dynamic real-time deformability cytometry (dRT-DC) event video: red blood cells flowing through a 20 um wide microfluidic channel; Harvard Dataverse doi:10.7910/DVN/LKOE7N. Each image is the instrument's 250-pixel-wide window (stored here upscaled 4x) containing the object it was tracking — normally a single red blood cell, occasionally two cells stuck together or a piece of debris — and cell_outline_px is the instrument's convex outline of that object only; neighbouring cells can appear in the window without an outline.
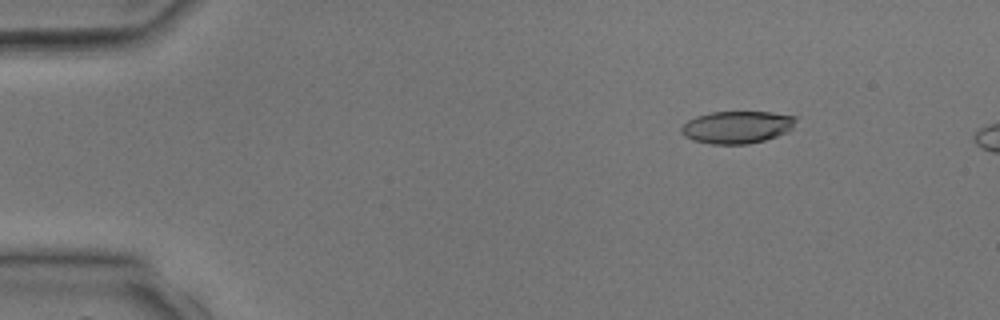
{"species": "common noctule bat (a hibernating species)", "species_latin": "Nyctalus noctula", "temperature_condition": "room temperature", "stored_images_in_passage": 2, "camera_frame_rate_fps": 3000, "um_per_image_px": 0.085, "animal": {"sex": "male", "body_mass_g": 17.9, "forearm_length_mm": 54.2}, "frame": {"image": 1, "passage_image": 1, "time_ms": 0.0, "image_size_px": [1000, 320], "cell_outline_px": [[796, 120], [792, 128], [788, 132], [764, 140], [748, 144], [712, 144], [692, 140], [684, 136], [680, 132], [680, 128], [688, 120], [696, 116], [712, 112], [768, 112], [796, 116]], "centroid_in_image_um": [62.63, 10.81], "position_along_channel_um": 22.4, "area_um2": 21.62}}